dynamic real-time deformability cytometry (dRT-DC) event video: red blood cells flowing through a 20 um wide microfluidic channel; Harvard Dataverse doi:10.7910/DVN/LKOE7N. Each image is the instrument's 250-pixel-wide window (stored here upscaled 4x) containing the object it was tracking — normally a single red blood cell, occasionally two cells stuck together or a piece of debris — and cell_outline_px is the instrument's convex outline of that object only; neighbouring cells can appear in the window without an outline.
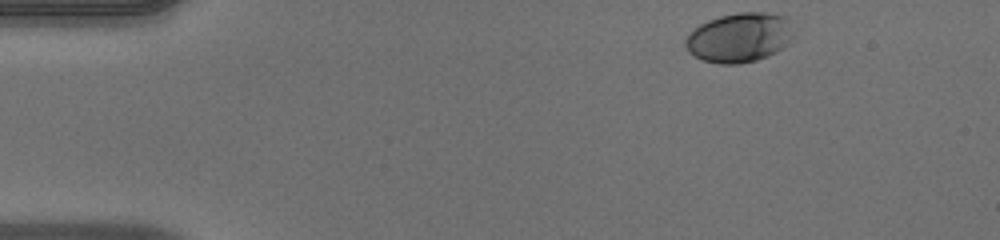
{"species": "human", "species_latin": "Homo sapiens", "temperature_condition": "warm", "stored_images_in_passage": 46, "camera_frame_rate_fps": 3000, "um_per_image_px": 0.085, "donor": {"sex": "male"}, "frame": {"image": 1, "passage_image": 1, "time_ms": 0.0, "image_size_px": [1000, 240], "cell_outline_px": [[788, 40], [776, 52], [756, 60], [740, 64], [720, 64], [704, 60], [688, 52], [684, 44], [684, 40], [688, 32], [700, 24], [708, 20], [720, 16], [736, 12], [764, 12], [784, 16]], "centroid_in_image_um": [62.69, 3.2], "position_along_channel_um": 22.3, "area_um2": 30.35}}
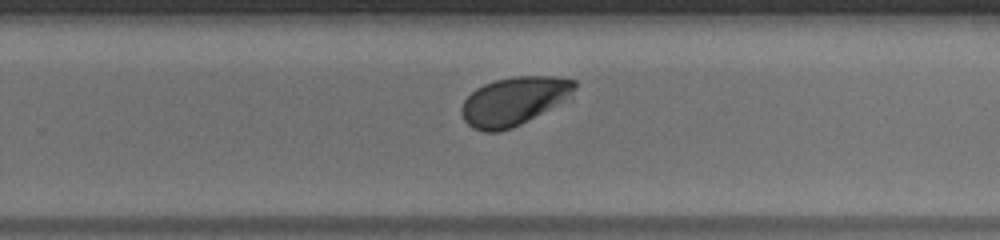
{"frame": {"image": 2, "passage_image": 28, "time_ms": 9.0, "image_size_px": [1000, 240], "cell_outline_px": [[576, 88], [564, 100], [520, 124], [512, 128], [500, 132], [484, 132], [472, 128], [464, 120], [460, 112], [460, 108], [464, 100], [476, 88], [484, 84], [496, 80], [512, 76], [556, 76], [576, 80]], "centroid_in_image_um": [43.64, 8.59], "position_along_channel_um": 286.2, "area_um2": 31.67}}
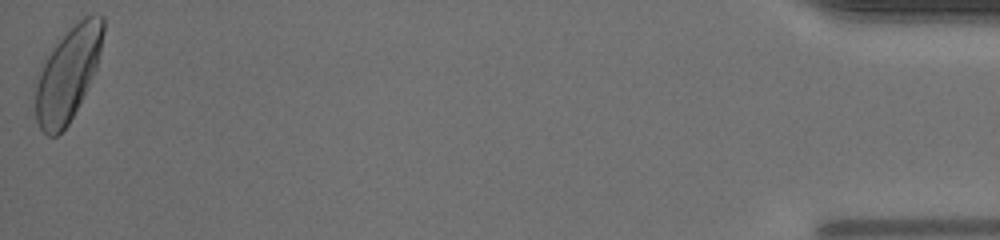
{"frame": {"image": 3, "passage_image": 46, "time_ms": 15.0, "image_size_px": [1000, 240], "cell_outline_px": [[104, 32], [100, 52], [96, 68], [84, 96], [68, 124], [56, 136], [48, 136], [40, 128], [36, 120], [32, 80], [44, 60], [68, 28], [84, 16], [104, 16]], "centroid_in_image_um": [5.71, 6.31], "position_along_channel_um": 429.5, "area_um2": 37.45}, "authors_computed_cell_mechanics": {"area_um2": 32.5414, "velocity_mm_per_s": 3.9641, "shape_relaxation_time_tau1_ms": 2.6387, "shape_relaxation_time_tau2_ms": null, "deformation_change_tau1": 0.1445, "deformation_change_tau2": null}}